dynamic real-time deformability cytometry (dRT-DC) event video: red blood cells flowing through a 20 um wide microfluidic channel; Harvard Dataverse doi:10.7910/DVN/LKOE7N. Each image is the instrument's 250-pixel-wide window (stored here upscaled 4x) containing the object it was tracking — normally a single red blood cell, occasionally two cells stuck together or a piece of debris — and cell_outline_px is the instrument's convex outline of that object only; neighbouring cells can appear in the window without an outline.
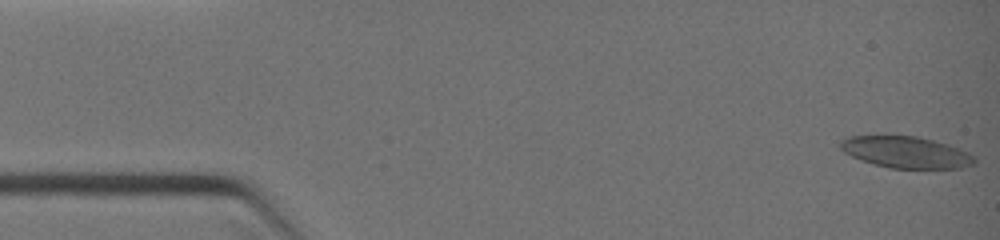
{"species": "common noctule bat (a hibernating species)", "species_latin": "Nyctalus noctula", "temperature_condition": "warm", "stored_images_in_passage": 13, "camera_frame_rate_fps": 3000, "um_per_image_px": 0.085, "animal": {"sex": "female", "body_mass_g": 19.0, "forearm_length_mm": 51.5}, "frame": {"image": 1, "passage_image": 1, "time_ms": 0.0, "image_size_px": [1000, 240], "cell_outline_px": [[976, 164], [960, 168], [892, 168], [860, 160], [844, 152], [840, 148], [840, 140], [848, 136], [916, 136], [932, 140], [960, 148], [968, 152], [976, 160]], "centroid_in_image_um": [77.01, 12.94], "position_along_channel_um": 8.0, "area_um2": 24.45}}
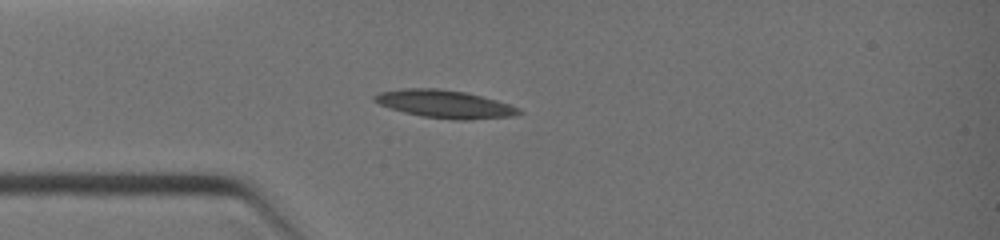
{"frame": {"image": 2, "passage_image": 10, "time_ms": 3.0, "image_size_px": [1000, 240], "cell_outline_px": [[524, 112], [512, 116], [468, 120], [452, 120], [420, 116], [404, 112], [380, 104], [372, 100], [372, 96], [380, 92], [404, 88], [440, 88], [464, 92], [496, 100], [520, 108]], "centroid_in_image_um": [37.8, 8.85], "position_along_channel_um": 47.2, "area_um2": 23.41}}
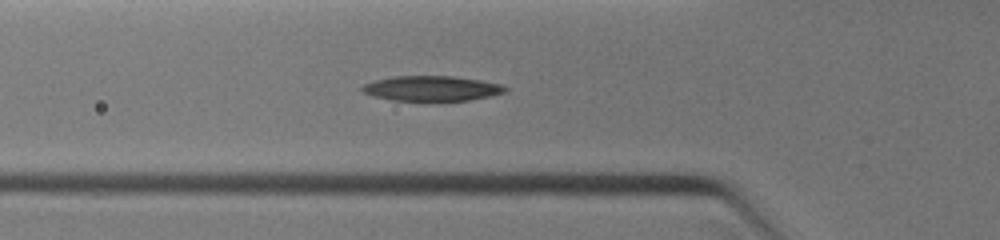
{"frame": {"image": 3, "passage_image": 13, "time_ms": 4.0, "image_size_px": [1000, 240], "cell_outline_px": [[508, 88], [504, 92], [492, 96], [468, 100], [392, 100], [372, 96], [360, 92], [360, 88], [364, 84], [376, 80], [392, 76], [452, 76], [480, 80], [500, 84]], "centroid_in_image_um": [36.65, 7.51], "position_along_channel_um": 89.1, "area_um2": 20.81}}